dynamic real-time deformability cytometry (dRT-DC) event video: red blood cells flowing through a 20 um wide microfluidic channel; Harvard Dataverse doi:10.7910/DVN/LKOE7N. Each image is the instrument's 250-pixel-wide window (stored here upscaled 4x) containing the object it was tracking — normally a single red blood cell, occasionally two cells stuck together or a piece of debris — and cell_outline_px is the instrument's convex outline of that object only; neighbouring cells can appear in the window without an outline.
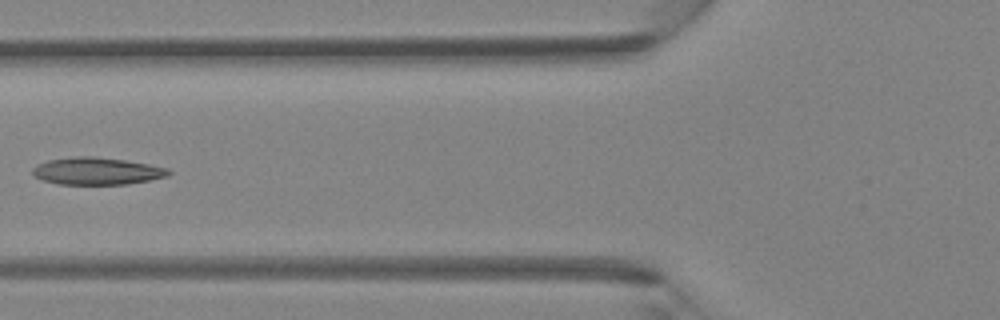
{"species": "Egyptian fruit bat (a non-hibernating species)", "species_latin": "Rousettus aegyptiacus", "temperature_condition": "room temperature", "stored_images_in_passage": 6, "camera_frame_rate_fps": 3000, "um_per_image_px": 0.085, "animal": {"sex": "female"}, "frame": {"image": 1, "passage_image": 6, "time_ms": 1.667, "image_size_px": [1000, 320], "cell_outline_px": [[172, 172], [168, 176], [128, 184], [60, 184], [44, 180], [36, 176], [32, 172], [32, 168], [36, 164], [48, 160], [72, 156], [92, 156], [124, 160], [148, 164], [168, 168]], "centroid_in_image_um": [8.23, 14.53], "position_along_channel_um": 117.6, "area_um2": 21.5}}